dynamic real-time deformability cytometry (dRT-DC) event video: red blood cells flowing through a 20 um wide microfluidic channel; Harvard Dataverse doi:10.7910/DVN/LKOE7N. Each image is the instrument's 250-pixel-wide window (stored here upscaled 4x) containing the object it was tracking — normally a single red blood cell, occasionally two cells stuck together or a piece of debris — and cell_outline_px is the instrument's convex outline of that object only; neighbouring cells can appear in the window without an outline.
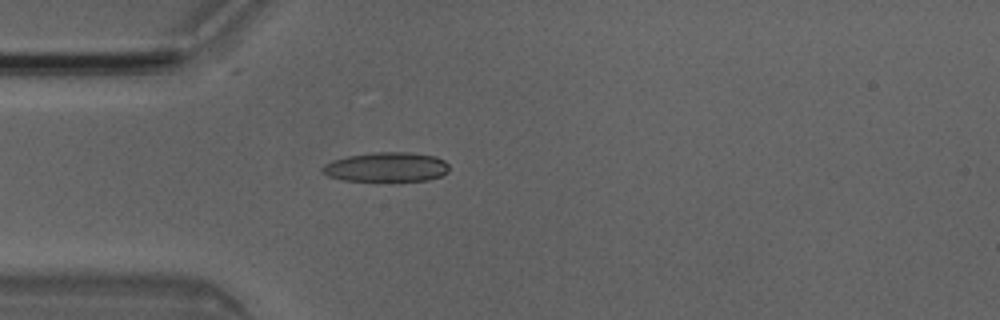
{"species": "Egyptian fruit bat (a non-hibernating species)", "species_latin": "Rousettus aegyptiacus", "temperature_condition": "room temperature", "stored_images_in_passage": 4, "camera_frame_rate_fps": 3000, "um_per_image_px": 0.085, "animal": {"sex": "male"}, "frame": {"image": 1, "passage_image": 4, "time_ms": 1.0, "image_size_px": [1000, 320], "cell_outline_px": [[448, 172], [440, 176], [428, 180], [380, 184], [344, 180], [328, 176], [320, 172], [320, 168], [324, 164], [332, 160], [348, 156], [372, 152], [408, 152], [436, 156], [444, 160], [448, 164]], "centroid_in_image_um": [32.81, 14.25], "position_along_channel_um": 52.2, "area_um2": 22.95}}